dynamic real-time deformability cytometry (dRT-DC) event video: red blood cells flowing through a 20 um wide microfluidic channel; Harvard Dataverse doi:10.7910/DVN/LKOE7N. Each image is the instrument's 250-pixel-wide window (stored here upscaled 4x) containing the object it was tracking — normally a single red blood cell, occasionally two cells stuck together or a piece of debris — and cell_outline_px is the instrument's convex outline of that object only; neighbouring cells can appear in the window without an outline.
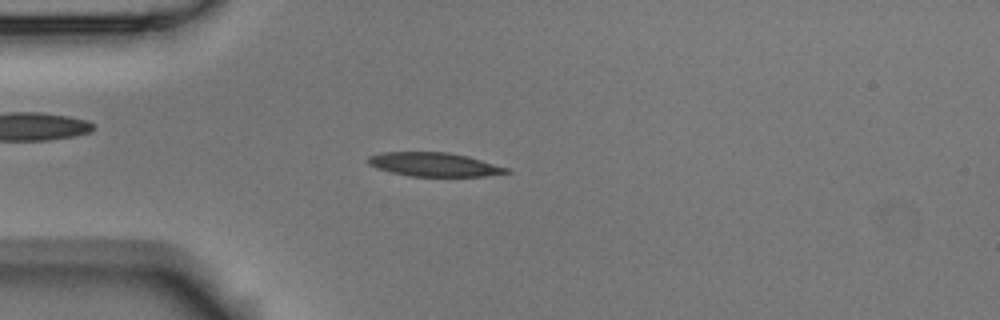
{"species": "Egyptian fruit bat (a non-hibernating species)", "species_latin": "Rousettus aegyptiacus", "temperature_condition": "room temperature", "stored_images_in_passage": 49, "camera_frame_rate_fps": 3000, "um_per_image_px": 0.085, "animal": {"sex": "male"}, "frame": {"image": 1, "passage_image": 10, "time_ms": 3.0, "image_size_px": [1000, 320], "cell_outline_px": [[512, 172], [484, 176], [412, 176], [392, 172], [376, 168], [368, 164], [368, 156], [384, 152], [448, 152], [468, 156], [508, 168]], "centroid_in_image_um": [36.9, 13.98], "position_along_channel_um": 48.1, "area_um2": 19.07}}
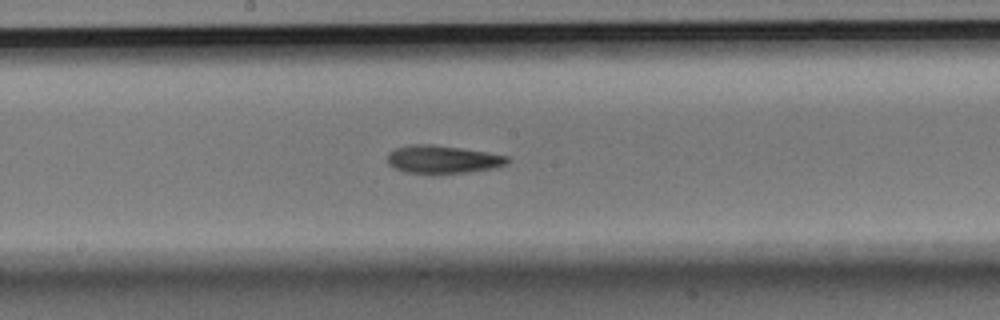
{"frame": {"image": 2, "passage_image": 24, "time_ms": 7.667, "image_size_px": [1000, 320], "cell_outline_px": [[508, 160], [504, 164], [492, 168], [464, 172], [432, 176], [404, 172], [388, 164], [388, 152], [396, 148], [412, 144], [432, 144], [460, 148], [508, 156]], "centroid_in_image_um": [37.54, 13.57], "position_along_channel_um": 210.7, "area_um2": 19.71}}
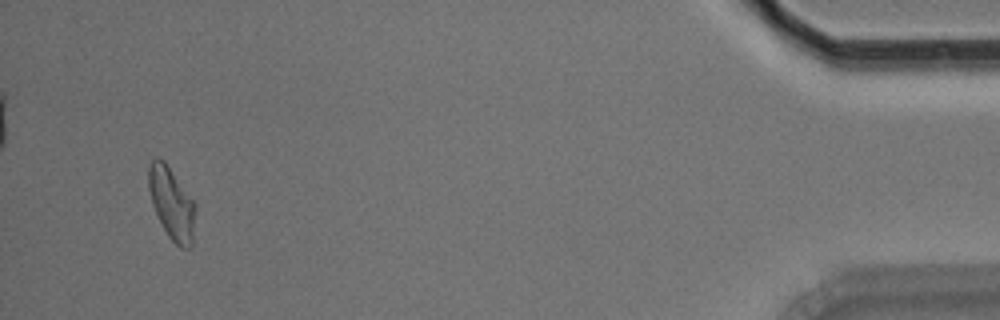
{"frame": {"image": 3, "passage_image": 47, "time_ms": 15.333, "image_size_px": [1000, 320], "cell_outline_px": [[196, 208], [192, 244], [188, 248], [180, 248], [168, 236], [152, 204], [148, 188], [148, 168], [152, 160], [156, 156], [160, 156], [164, 160], [196, 204]], "centroid_in_image_um": [14.59, 17.26], "position_along_channel_um": 420.6, "area_um2": 19.59}, "authors_computed_cell_mechanics": {"area_um2": 19.1896, "velocity_mm_per_s": 3.7529, "shape_relaxation_time_tau1_ms": 6.5717, "shape_relaxation_time_tau2_ms": 3.4103, "deformation_change_tau1": 0.1998, "deformation_change_tau2": 0.1049}}